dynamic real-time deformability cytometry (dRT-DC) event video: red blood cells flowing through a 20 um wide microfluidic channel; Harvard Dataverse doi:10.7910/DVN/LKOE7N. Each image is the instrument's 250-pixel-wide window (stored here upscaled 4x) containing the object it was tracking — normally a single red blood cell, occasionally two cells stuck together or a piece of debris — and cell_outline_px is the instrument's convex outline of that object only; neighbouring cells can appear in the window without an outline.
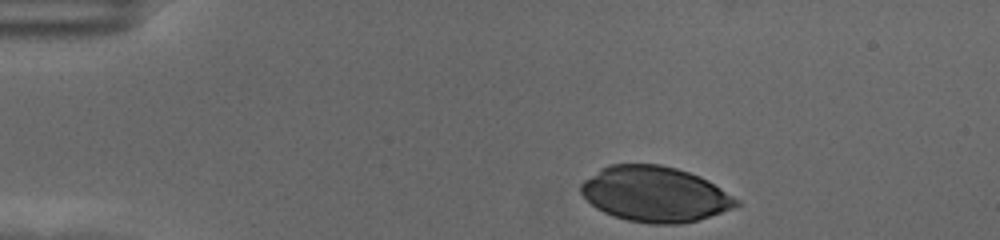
{"species": "human", "species_latin": "Homo sapiens", "temperature_condition": "cold", "stored_images_in_passage": 38, "camera_frame_rate_fps": 3000, "um_per_image_px": 0.085, "donor": {"sex": "female"}, "frame": {"image": 1, "passage_image": 1, "time_ms": 0.0, "image_size_px": [1000, 240], "cell_outline_px": [[740, 204], [736, 208], [696, 220], [680, 224], [652, 224], [628, 220], [612, 216], [596, 208], [580, 192], [580, 184], [584, 180], [600, 168], [608, 164], [660, 164], [676, 168], [700, 176], [708, 180], [740, 200]], "centroid_in_image_um": [55.67, 16.5], "position_along_channel_um": 29.3, "area_um2": 50.29}}
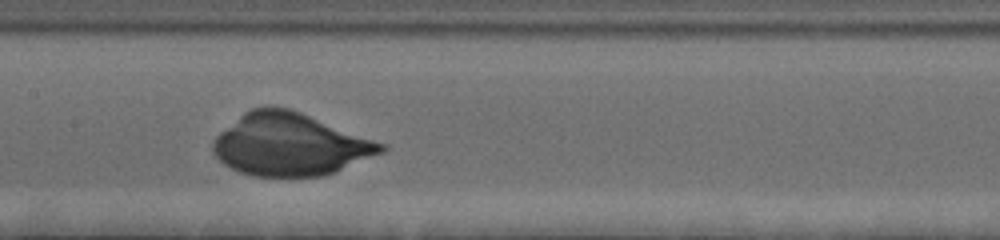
{"frame": {"image": 2, "passage_image": 20, "time_ms": 6.333, "image_size_px": [1000, 240], "cell_outline_px": [[388, 148], [384, 152], [336, 172], [320, 176], [252, 176], [240, 172], [224, 164], [212, 152], [212, 144], [216, 136], [220, 132], [244, 112], [252, 108], [288, 108], [300, 112], [384, 144]], "centroid_in_image_um": [24.64, 12.3], "position_along_channel_um": 182.8, "area_um2": 60.34}}
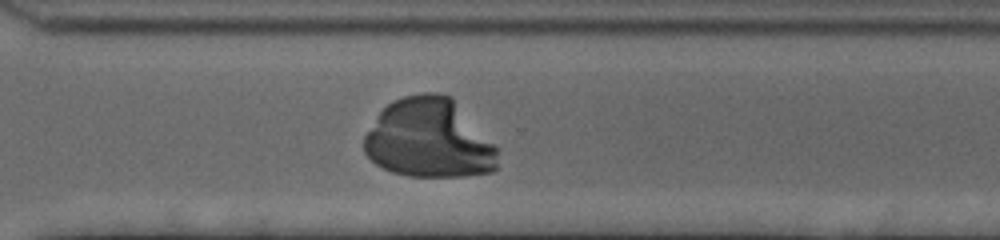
{"frame": {"image": 3, "passage_image": 33, "time_ms": 10.667, "image_size_px": [1000, 240], "cell_outline_px": [[496, 168], [492, 172], [464, 176], [408, 176], [392, 172], [376, 164], [364, 152], [364, 136], [380, 112], [392, 100], [404, 96], [424, 92], [436, 92], [448, 96], [452, 100], [496, 148]], "centroid_in_image_um": [36.41, 11.81], "position_along_channel_um": 334.2, "area_um2": 60.57}}